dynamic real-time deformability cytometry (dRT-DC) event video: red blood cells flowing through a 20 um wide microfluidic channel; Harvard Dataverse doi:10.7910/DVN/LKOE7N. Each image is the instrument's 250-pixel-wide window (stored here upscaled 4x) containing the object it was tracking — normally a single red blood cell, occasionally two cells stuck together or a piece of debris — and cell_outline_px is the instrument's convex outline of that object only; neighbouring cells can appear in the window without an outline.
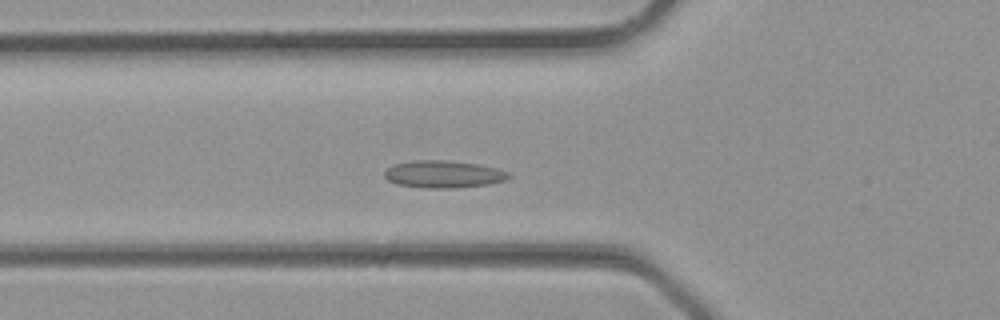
{"species": "common noctule bat (a hibernating species)", "species_latin": "Nyctalus noctula", "temperature_condition": "room temperature", "stored_images_in_passage": 27, "camera_frame_rate_fps": 3000, "um_per_image_px": 0.085, "animal": {"sex": "male", "body_mass_g": 23.1, "forearm_length_mm": 52.7}, "frame": {"image": 1, "passage_image": 4, "time_ms": 1.0, "image_size_px": [1000, 320], "cell_outline_px": [[512, 176], [508, 180], [488, 184], [456, 188], [420, 188], [396, 184], [388, 180], [384, 176], [384, 172], [392, 164], [412, 160], [448, 160], [480, 164], [496, 168], [508, 172]], "centroid_in_image_um": [37.69, 14.8], "position_along_channel_um": 88.1, "area_um2": 20.11}}
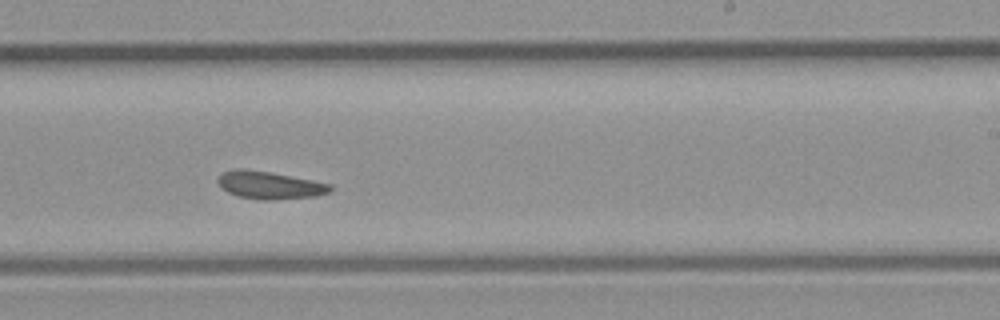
{"frame": {"image": 2, "passage_image": 13, "time_ms": 4.0, "image_size_px": [1000, 320], "cell_outline_px": [[332, 192], [316, 196], [272, 200], [260, 200], [240, 196], [228, 192], [220, 188], [216, 180], [224, 172], [236, 168], [244, 168], [272, 172], [332, 184]], "centroid_in_image_um": [22.93, 15.73], "position_along_channel_um": 266.1, "area_um2": 18.26}}
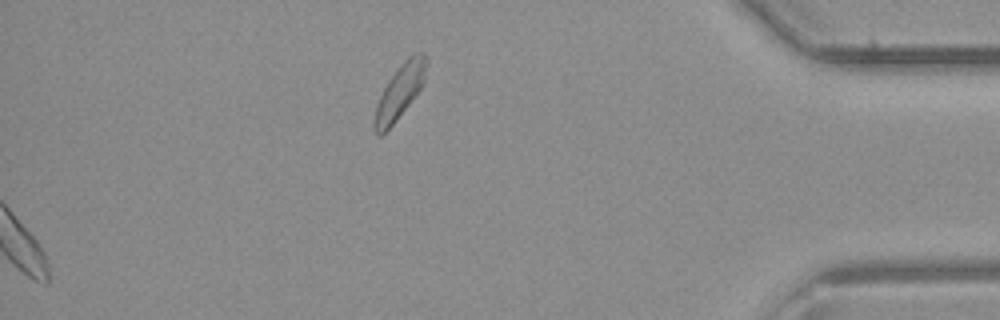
{"frame": {"image": 3, "passage_image": 27, "time_ms": 8.667, "image_size_px": [1000, 320], "cell_outline_px": [[428, 60], [424, 80], [420, 88], [396, 120], [380, 136], [376, 136], [372, 128], [372, 120], [376, 104], [388, 80], [404, 60], [408, 56], [420, 52], [424, 52], [428, 56]], "centroid_in_image_um": [33.95, 7.79], "position_along_channel_um": 401.3, "area_um2": 16.3}}